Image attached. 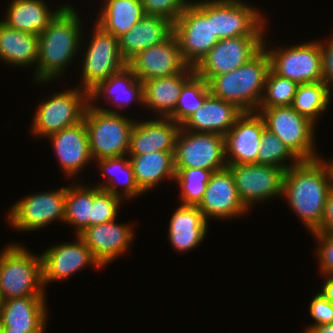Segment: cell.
Segmentation results:
<instances>
[{
	"instance_id": "22",
	"label": "cell",
	"mask_w": 333,
	"mask_h": 333,
	"mask_svg": "<svg viewBox=\"0 0 333 333\" xmlns=\"http://www.w3.org/2000/svg\"><path fill=\"white\" fill-rule=\"evenodd\" d=\"M46 295H30L0 302L1 329L24 333H45Z\"/></svg>"
},
{
	"instance_id": "11",
	"label": "cell",
	"mask_w": 333,
	"mask_h": 333,
	"mask_svg": "<svg viewBox=\"0 0 333 333\" xmlns=\"http://www.w3.org/2000/svg\"><path fill=\"white\" fill-rule=\"evenodd\" d=\"M89 45L84 49L80 88L88 92L100 81L123 69L127 62L119 50V38L106 32L94 22ZM92 36V37H91Z\"/></svg>"
},
{
	"instance_id": "28",
	"label": "cell",
	"mask_w": 333,
	"mask_h": 333,
	"mask_svg": "<svg viewBox=\"0 0 333 333\" xmlns=\"http://www.w3.org/2000/svg\"><path fill=\"white\" fill-rule=\"evenodd\" d=\"M194 73L190 66L183 73L143 81V107L154 110L161 118H169L176 109L183 84Z\"/></svg>"
},
{
	"instance_id": "10",
	"label": "cell",
	"mask_w": 333,
	"mask_h": 333,
	"mask_svg": "<svg viewBox=\"0 0 333 333\" xmlns=\"http://www.w3.org/2000/svg\"><path fill=\"white\" fill-rule=\"evenodd\" d=\"M175 168H201L213 172L227 167L224 136L180 128L174 151Z\"/></svg>"
},
{
	"instance_id": "41",
	"label": "cell",
	"mask_w": 333,
	"mask_h": 333,
	"mask_svg": "<svg viewBox=\"0 0 333 333\" xmlns=\"http://www.w3.org/2000/svg\"><path fill=\"white\" fill-rule=\"evenodd\" d=\"M147 15L162 16L175 22L190 0H141Z\"/></svg>"
},
{
	"instance_id": "2",
	"label": "cell",
	"mask_w": 333,
	"mask_h": 333,
	"mask_svg": "<svg viewBox=\"0 0 333 333\" xmlns=\"http://www.w3.org/2000/svg\"><path fill=\"white\" fill-rule=\"evenodd\" d=\"M77 12L76 8L65 4L38 35V62L34 72L37 84L57 79L77 57L79 47L81 50L84 29H81L83 22Z\"/></svg>"
},
{
	"instance_id": "20",
	"label": "cell",
	"mask_w": 333,
	"mask_h": 333,
	"mask_svg": "<svg viewBox=\"0 0 333 333\" xmlns=\"http://www.w3.org/2000/svg\"><path fill=\"white\" fill-rule=\"evenodd\" d=\"M132 226L124 223L118 224L113 220L87 227L79 236L105 268L119 255L130 249L135 236Z\"/></svg>"
},
{
	"instance_id": "15",
	"label": "cell",
	"mask_w": 333,
	"mask_h": 333,
	"mask_svg": "<svg viewBox=\"0 0 333 333\" xmlns=\"http://www.w3.org/2000/svg\"><path fill=\"white\" fill-rule=\"evenodd\" d=\"M265 36H237L220 39L194 67L195 73L208 81L239 68L262 48Z\"/></svg>"
},
{
	"instance_id": "4",
	"label": "cell",
	"mask_w": 333,
	"mask_h": 333,
	"mask_svg": "<svg viewBox=\"0 0 333 333\" xmlns=\"http://www.w3.org/2000/svg\"><path fill=\"white\" fill-rule=\"evenodd\" d=\"M21 245L9 243L0 252L2 301L30 295H46L41 255L32 253Z\"/></svg>"
},
{
	"instance_id": "33",
	"label": "cell",
	"mask_w": 333,
	"mask_h": 333,
	"mask_svg": "<svg viewBox=\"0 0 333 333\" xmlns=\"http://www.w3.org/2000/svg\"><path fill=\"white\" fill-rule=\"evenodd\" d=\"M95 162L98 163V167L100 166L99 169L102 172V175L106 176L104 182L98 185L96 184L97 187L104 189L112 194L121 197L123 196L127 200H131L132 197L136 198L138 195L143 194V192L139 189L138 185L136 184L133 168L130 163L128 155L126 158L125 156L112 157V158L100 159ZM119 174H121L122 177L124 178L122 182H119L118 180L119 179L118 177L121 176ZM119 185H121V187L117 188L119 187Z\"/></svg>"
},
{
	"instance_id": "37",
	"label": "cell",
	"mask_w": 333,
	"mask_h": 333,
	"mask_svg": "<svg viewBox=\"0 0 333 333\" xmlns=\"http://www.w3.org/2000/svg\"><path fill=\"white\" fill-rule=\"evenodd\" d=\"M175 171V182L181 188V205L198 206L213 171L201 168H175Z\"/></svg>"
},
{
	"instance_id": "7",
	"label": "cell",
	"mask_w": 333,
	"mask_h": 333,
	"mask_svg": "<svg viewBox=\"0 0 333 333\" xmlns=\"http://www.w3.org/2000/svg\"><path fill=\"white\" fill-rule=\"evenodd\" d=\"M51 96L37 106L30 130L35 136L47 138L81 122L89 104V92L79 86Z\"/></svg>"
},
{
	"instance_id": "12",
	"label": "cell",
	"mask_w": 333,
	"mask_h": 333,
	"mask_svg": "<svg viewBox=\"0 0 333 333\" xmlns=\"http://www.w3.org/2000/svg\"><path fill=\"white\" fill-rule=\"evenodd\" d=\"M66 186L58 190L28 194L10 207L6 219L20 231L39 230L54 221L65 220Z\"/></svg>"
},
{
	"instance_id": "5",
	"label": "cell",
	"mask_w": 333,
	"mask_h": 333,
	"mask_svg": "<svg viewBox=\"0 0 333 333\" xmlns=\"http://www.w3.org/2000/svg\"><path fill=\"white\" fill-rule=\"evenodd\" d=\"M83 120L93 162L128 154L130 135L136 120L129 119L124 114L104 112L90 103Z\"/></svg>"
},
{
	"instance_id": "46",
	"label": "cell",
	"mask_w": 333,
	"mask_h": 333,
	"mask_svg": "<svg viewBox=\"0 0 333 333\" xmlns=\"http://www.w3.org/2000/svg\"><path fill=\"white\" fill-rule=\"evenodd\" d=\"M320 293L333 304V276H325Z\"/></svg>"
},
{
	"instance_id": "26",
	"label": "cell",
	"mask_w": 333,
	"mask_h": 333,
	"mask_svg": "<svg viewBox=\"0 0 333 333\" xmlns=\"http://www.w3.org/2000/svg\"><path fill=\"white\" fill-rule=\"evenodd\" d=\"M243 113L234 103L210 94L181 128L193 132L218 133L225 135Z\"/></svg>"
},
{
	"instance_id": "34",
	"label": "cell",
	"mask_w": 333,
	"mask_h": 333,
	"mask_svg": "<svg viewBox=\"0 0 333 333\" xmlns=\"http://www.w3.org/2000/svg\"><path fill=\"white\" fill-rule=\"evenodd\" d=\"M95 197V185L87 186L83 183L66 186L65 196V220L76 228L75 233L79 235L87 227H90L91 207Z\"/></svg>"
},
{
	"instance_id": "36",
	"label": "cell",
	"mask_w": 333,
	"mask_h": 333,
	"mask_svg": "<svg viewBox=\"0 0 333 333\" xmlns=\"http://www.w3.org/2000/svg\"><path fill=\"white\" fill-rule=\"evenodd\" d=\"M210 95L208 82L194 73L184 84L176 109L169 117L180 126L204 103Z\"/></svg>"
},
{
	"instance_id": "24",
	"label": "cell",
	"mask_w": 333,
	"mask_h": 333,
	"mask_svg": "<svg viewBox=\"0 0 333 333\" xmlns=\"http://www.w3.org/2000/svg\"><path fill=\"white\" fill-rule=\"evenodd\" d=\"M180 128L181 126L170 118L136 120L127 155H144L156 151L174 152Z\"/></svg>"
},
{
	"instance_id": "47",
	"label": "cell",
	"mask_w": 333,
	"mask_h": 333,
	"mask_svg": "<svg viewBox=\"0 0 333 333\" xmlns=\"http://www.w3.org/2000/svg\"><path fill=\"white\" fill-rule=\"evenodd\" d=\"M304 333H333V323L306 328Z\"/></svg>"
},
{
	"instance_id": "18",
	"label": "cell",
	"mask_w": 333,
	"mask_h": 333,
	"mask_svg": "<svg viewBox=\"0 0 333 333\" xmlns=\"http://www.w3.org/2000/svg\"><path fill=\"white\" fill-rule=\"evenodd\" d=\"M197 207L207 221L209 218H236L249 211L239 198L233 174L228 167L212 173Z\"/></svg>"
},
{
	"instance_id": "1",
	"label": "cell",
	"mask_w": 333,
	"mask_h": 333,
	"mask_svg": "<svg viewBox=\"0 0 333 333\" xmlns=\"http://www.w3.org/2000/svg\"><path fill=\"white\" fill-rule=\"evenodd\" d=\"M332 188L333 175L327 161L321 157L301 160L285 171L282 196L311 233L322 224Z\"/></svg>"
},
{
	"instance_id": "23",
	"label": "cell",
	"mask_w": 333,
	"mask_h": 333,
	"mask_svg": "<svg viewBox=\"0 0 333 333\" xmlns=\"http://www.w3.org/2000/svg\"><path fill=\"white\" fill-rule=\"evenodd\" d=\"M66 177H75L93 161L84 120L48 136Z\"/></svg>"
},
{
	"instance_id": "17",
	"label": "cell",
	"mask_w": 333,
	"mask_h": 333,
	"mask_svg": "<svg viewBox=\"0 0 333 333\" xmlns=\"http://www.w3.org/2000/svg\"><path fill=\"white\" fill-rule=\"evenodd\" d=\"M127 65L142 82L183 73L190 67L174 34L164 42L142 50Z\"/></svg>"
},
{
	"instance_id": "16",
	"label": "cell",
	"mask_w": 333,
	"mask_h": 333,
	"mask_svg": "<svg viewBox=\"0 0 333 333\" xmlns=\"http://www.w3.org/2000/svg\"><path fill=\"white\" fill-rule=\"evenodd\" d=\"M76 240L55 244L41 254L44 286L49 282L67 280L89 265L104 268L79 235Z\"/></svg>"
},
{
	"instance_id": "39",
	"label": "cell",
	"mask_w": 333,
	"mask_h": 333,
	"mask_svg": "<svg viewBox=\"0 0 333 333\" xmlns=\"http://www.w3.org/2000/svg\"><path fill=\"white\" fill-rule=\"evenodd\" d=\"M299 84L268 71L262 100L258 108L291 106Z\"/></svg>"
},
{
	"instance_id": "3",
	"label": "cell",
	"mask_w": 333,
	"mask_h": 333,
	"mask_svg": "<svg viewBox=\"0 0 333 333\" xmlns=\"http://www.w3.org/2000/svg\"><path fill=\"white\" fill-rule=\"evenodd\" d=\"M269 70L270 58L263 47L239 68L211 77L207 81L210 94L234 103L243 112H255L262 100Z\"/></svg>"
},
{
	"instance_id": "44",
	"label": "cell",
	"mask_w": 333,
	"mask_h": 333,
	"mask_svg": "<svg viewBox=\"0 0 333 333\" xmlns=\"http://www.w3.org/2000/svg\"><path fill=\"white\" fill-rule=\"evenodd\" d=\"M329 41L321 43L322 65H323V81L332 91L333 89V32L329 37Z\"/></svg>"
},
{
	"instance_id": "19",
	"label": "cell",
	"mask_w": 333,
	"mask_h": 333,
	"mask_svg": "<svg viewBox=\"0 0 333 333\" xmlns=\"http://www.w3.org/2000/svg\"><path fill=\"white\" fill-rule=\"evenodd\" d=\"M265 128L264 119L258 112H243L224 135L226 163H257L258 147Z\"/></svg>"
},
{
	"instance_id": "25",
	"label": "cell",
	"mask_w": 333,
	"mask_h": 333,
	"mask_svg": "<svg viewBox=\"0 0 333 333\" xmlns=\"http://www.w3.org/2000/svg\"><path fill=\"white\" fill-rule=\"evenodd\" d=\"M173 34V22L162 16L145 15L119 37V50L128 63L142 50L167 40Z\"/></svg>"
},
{
	"instance_id": "14",
	"label": "cell",
	"mask_w": 333,
	"mask_h": 333,
	"mask_svg": "<svg viewBox=\"0 0 333 333\" xmlns=\"http://www.w3.org/2000/svg\"><path fill=\"white\" fill-rule=\"evenodd\" d=\"M235 180L240 200L249 210L251 205L282 196L285 169L251 164H227Z\"/></svg>"
},
{
	"instance_id": "49",
	"label": "cell",
	"mask_w": 333,
	"mask_h": 333,
	"mask_svg": "<svg viewBox=\"0 0 333 333\" xmlns=\"http://www.w3.org/2000/svg\"><path fill=\"white\" fill-rule=\"evenodd\" d=\"M332 159H333V157H332ZM327 160L326 159V161L328 162V164H329V166H330V169H331V172H332V175H333V160Z\"/></svg>"
},
{
	"instance_id": "45",
	"label": "cell",
	"mask_w": 333,
	"mask_h": 333,
	"mask_svg": "<svg viewBox=\"0 0 333 333\" xmlns=\"http://www.w3.org/2000/svg\"><path fill=\"white\" fill-rule=\"evenodd\" d=\"M316 231L333 234V188L327 196L322 224Z\"/></svg>"
},
{
	"instance_id": "30",
	"label": "cell",
	"mask_w": 333,
	"mask_h": 333,
	"mask_svg": "<svg viewBox=\"0 0 333 333\" xmlns=\"http://www.w3.org/2000/svg\"><path fill=\"white\" fill-rule=\"evenodd\" d=\"M39 36L16 30L0 20V61L20 67L38 62Z\"/></svg>"
},
{
	"instance_id": "48",
	"label": "cell",
	"mask_w": 333,
	"mask_h": 333,
	"mask_svg": "<svg viewBox=\"0 0 333 333\" xmlns=\"http://www.w3.org/2000/svg\"><path fill=\"white\" fill-rule=\"evenodd\" d=\"M0 333H24V332L12 331V329H1Z\"/></svg>"
},
{
	"instance_id": "6",
	"label": "cell",
	"mask_w": 333,
	"mask_h": 333,
	"mask_svg": "<svg viewBox=\"0 0 333 333\" xmlns=\"http://www.w3.org/2000/svg\"><path fill=\"white\" fill-rule=\"evenodd\" d=\"M211 19L217 38L266 36V18L242 0L194 1Z\"/></svg>"
},
{
	"instance_id": "21",
	"label": "cell",
	"mask_w": 333,
	"mask_h": 333,
	"mask_svg": "<svg viewBox=\"0 0 333 333\" xmlns=\"http://www.w3.org/2000/svg\"><path fill=\"white\" fill-rule=\"evenodd\" d=\"M101 97L109 104L111 103L115 109H107V107L96 105V100L98 101V98L101 99ZM133 102H137L141 106L144 104L143 82L128 65L110 75L107 79L100 81L89 91V103L91 106L104 112L119 113V108L121 110Z\"/></svg>"
},
{
	"instance_id": "40",
	"label": "cell",
	"mask_w": 333,
	"mask_h": 333,
	"mask_svg": "<svg viewBox=\"0 0 333 333\" xmlns=\"http://www.w3.org/2000/svg\"><path fill=\"white\" fill-rule=\"evenodd\" d=\"M123 197L95 186L91 207L90 226L116 220Z\"/></svg>"
},
{
	"instance_id": "35",
	"label": "cell",
	"mask_w": 333,
	"mask_h": 333,
	"mask_svg": "<svg viewBox=\"0 0 333 333\" xmlns=\"http://www.w3.org/2000/svg\"><path fill=\"white\" fill-rule=\"evenodd\" d=\"M331 93L324 81L299 84L291 107L316 125L330 104Z\"/></svg>"
},
{
	"instance_id": "43",
	"label": "cell",
	"mask_w": 333,
	"mask_h": 333,
	"mask_svg": "<svg viewBox=\"0 0 333 333\" xmlns=\"http://www.w3.org/2000/svg\"><path fill=\"white\" fill-rule=\"evenodd\" d=\"M314 324L307 326H321L333 323V304L328 301L320 292L313 296L308 308Z\"/></svg>"
},
{
	"instance_id": "50",
	"label": "cell",
	"mask_w": 333,
	"mask_h": 333,
	"mask_svg": "<svg viewBox=\"0 0 333 333\" xmlns=\"http://www.w3.org/2000/svg\"><path fill=\"white\" fill-rule=\"evenodd\" d=\"M2 301V293H1V289H0V302Z\"/></svg>"
},
{
	"instance_id": "9",
	"label": "cell",
	"mask_w": 333,
	"mask_h": 333,
	"mask_svg": "<svg viewBox=\"0 0 333 333\" xmlns=\"http://www.w3.org/2000/svg\"><path fill=\"white\" fill-rule=\"evenodd\" d=\"M310 41L284 47H263L270 58V68L278 75L298 84L323 81L322 51L320 41ZM275 49V50H274Z\"/></svg>"
},
{
	"instance_id": "42",
	"label": "cell",
	"mask_w": 333,
	"mask_h": 333,
	"mask_svg": "<svg viewBox=\"0 0 333 333\" xmlns=\"http://www.w3.org/2000/svg\"><path fill=\"white\" fill-rule=\"evenodd\" d=\"M318 241L316 255H318L319 270L324 276H333V234L325 232H311Z\"/></svg>"
},
{
	"instance_id": "13",
	"label": "cell",
	"mask_w": 333,
	"mask_h": 333,
	"mask_svg": "<svg viewBox=\"0 0 333 333\" xmlns=\"http://www.w3.org/2000/svg\"><path fill=\"white\" fill-rule=\"evenodd\" d=\"M173 23L175 35L184 60L195 67L217 44L212 19L192 0Z\"/></svg>"
},
{
	"instance_id": "8",
	"label": "cell",
	"mask_w": 333,
	"mask_h": 333,
	"mask_svg": "<svg viewBox=\"0 0 333 333\" xmlns=\"http://www.w3.org/2000/svg\"><path fill=\"white\" fill-rule=\"evenodd\" d=\"M266 129L276 135L300 160L320 158L315 148V124L291 106L258 108Z\"/></svg>"
},
{
	"instance_id": "29",
	"label": "cell",
	"mask_w": 333,
	"mask_h": 333,
	"mask_svg": "<svg viewBox=\"0 0 333 333\" xmlns=\"http://www.w3.org/2000/svg\"><path fill=\"white\" fill-rule=\"evenodd\" d=\"M47 4L44 0H12L1 21L16 30L39 35L65 6H56L54 11Z\"/></svg>"
},
{
	"instance_id": "27",
	"label": "cell",
	"mask_w": 333,
	"mask_h": 333,
	"mask_svg": "<svg viewBox=\"0 0 333 333\" xmlns=\"http://www.w3.org/2000/svg\"><path fill=\"white\" fill-rule=\"evenodd\" d=\"M208 221L197 206L180 205L171 216L168 239L175 251L196 248L206 238Z\"/></svg>"
},
{
	"instance_id": "31",
	"label": "cell",
	"mask_w": 333,
	"mask_h": 333,
	"mask_svg": "<svg viewBox=\"0 0 333 333\" xmlns=\"http://www.w3.org/2000/svg\"><path fill=\"white\" fill-rule=\"evenodd\" d=\"M128 156L136 184L144 194L164 179L175 180L174 152L156 151Z\"/></svg>"
},
{
	"instance_id": "38",
	"label": "cell",
	"mask_w": 333,
	"mask_h": 333,
	"mask_svg": "<svg viewBox=\"0 0 333 333\" xmlns=\"http://www.w3.org/2000/svg\"><path fill=\"white\" fill-rule=\"evenodd\" d=\"M258 149L257 163L261 165L276 166L287 170L301 161L286 144L266 128L262 132ZM290 159L292 162L288 165L287 161L290 162Z\"/></svg>"
},
{
	"instance_id": "32",
	"label": "cell",
	"mask_w": 333,
	"mask_h": 333,
	"mask_svg": "<svg viewBox=\"0 0 333 333\" xmlns=\"http://www.w3.org/2000/svg\"><path fill=\"white\" fill-rule=\"evenodd\" d=\"M102 4L95 23L117 38L146 15L141 0H105Z\"/></svg>"
}]
</instances>
